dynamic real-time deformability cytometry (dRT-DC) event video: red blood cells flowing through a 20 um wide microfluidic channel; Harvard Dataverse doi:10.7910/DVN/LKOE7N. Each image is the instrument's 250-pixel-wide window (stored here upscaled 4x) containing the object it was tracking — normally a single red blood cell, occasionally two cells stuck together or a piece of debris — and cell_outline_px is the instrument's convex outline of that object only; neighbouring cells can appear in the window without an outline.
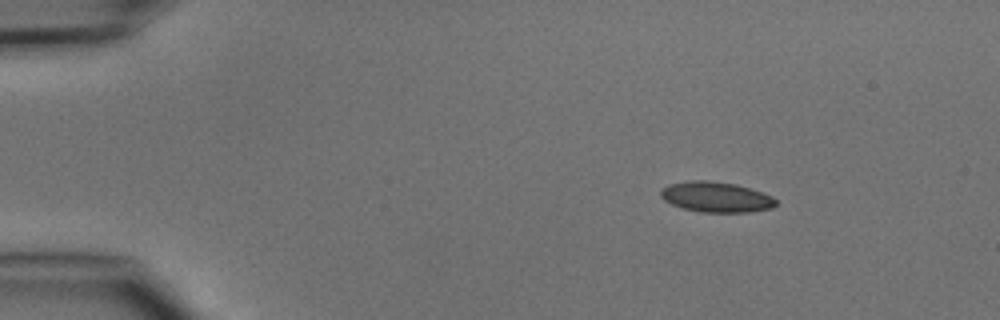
{"species": "common noctule bat (a hibernating species)", "species_latin": "Nyctalus noctula", "temperature_condition": "cold", "stored_images_in_passage": 3, "camera_frame_rate_fps": 3000, "um_per_image_px": 0.085, "animal": {"sex": "male", "body_mass_g": 15.6}, "frame": {"image": 1, "passage_image": 1, "time_ms": 0.0, "image_size_px": [1000, 320], "cell_outline_px": [[776, 204], [772, 208], [748, 212], [700, 212], [684, 208], [672, 204], [664, 200], [660, 196], [660, 188], [668, 184], [688, 180], [704, 180], [736, 184], [772, 196], [776, 200]], "centroid_in_image_um": [60.82, 16.74], "position_along_channel_um": 24.2, "area_um2": 20.35}}